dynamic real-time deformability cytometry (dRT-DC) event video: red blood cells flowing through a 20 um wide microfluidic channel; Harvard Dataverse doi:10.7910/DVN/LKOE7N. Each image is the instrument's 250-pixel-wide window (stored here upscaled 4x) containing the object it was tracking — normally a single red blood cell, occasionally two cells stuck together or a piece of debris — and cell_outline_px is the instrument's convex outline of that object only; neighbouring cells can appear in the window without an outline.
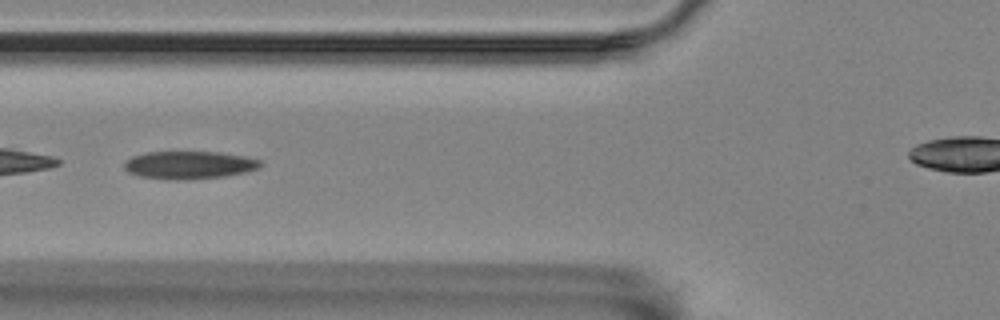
{"species": "Egyptian fruit bat (a non-hibernating species)", "species_latin": "Rousettus aegyptiacus", "temperature_condition": "room temperature", "stored_images_in_passage": 40, "camera_frame_rate_fps": 3000, "um_per_image_px": 0.085, "animal": {"sex": "female"}, "frame": {"image": 1, "passage_image": 4, "time_ms": 1.0, "image_size_px": [1000, 320], "cell_outline_px": [[260, 164], [256, 168], [244, 172], [224, 176], [188, 180], [176, 180], [140, 176], [128, 172], [124, 168], [124, 164], [132, 156], [148, 152], [216, 152], [244, 156], [260, 160]], "centroid_in_image_um": [16.04, 14.03], "position_along_channel_um": 109.8, "area_um2": 21.73}}
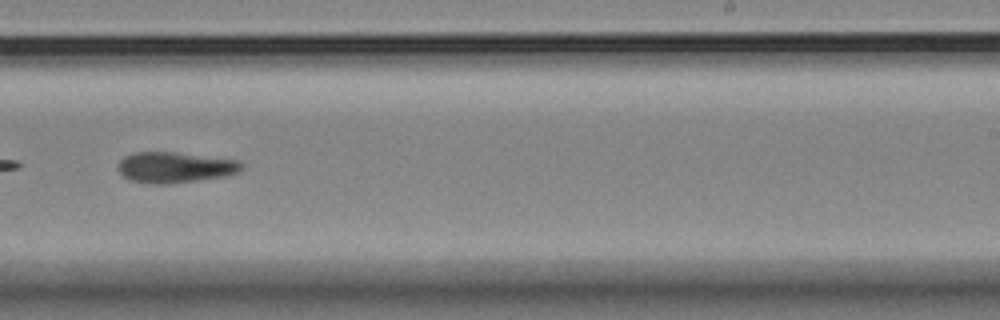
{"frame": {"image": 2, "passage_image": 18, "time_ms": 5.667, "image_size_px": [1000, 320], "cell_outline_px": [[240, 172], [224, 176], [168, 184], [152, 184], [132, 180], [124, 176], [116, 168], [120, 160], [124, 156], [132, 152], [176, 152], [240, 160]], "centroid_in_image_um": [14.84, 14.21], "position_along_channel_um": 274.2, "area_um2": 22.08}}
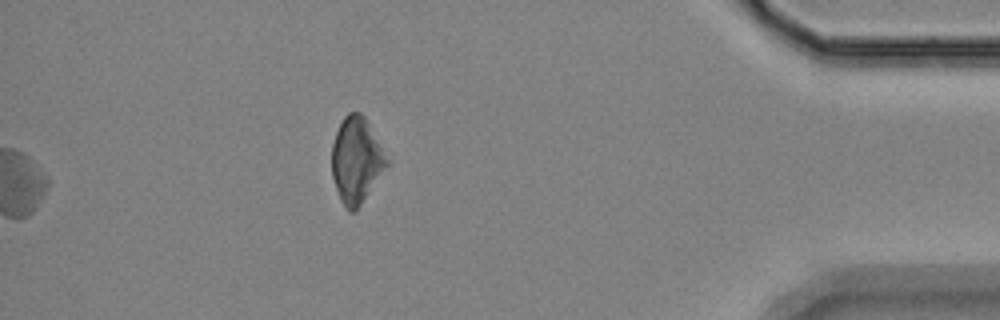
{"frame": {"image": 3, "passage_image": 40, "time_ms": 13.0, "image_size_px": [1000, 320], "cell_outline_px": [[392, 164], [356, 212], [348, 212], [340, 200], [332, 176], [332, 144], [336, 132], [344, 116], [348, 112], [360, 112], [364, 116]], "centroid_in_image_um": [30.34, 13.67], "position_along_channel_um": 404.9, "area_um2": 28.15}}